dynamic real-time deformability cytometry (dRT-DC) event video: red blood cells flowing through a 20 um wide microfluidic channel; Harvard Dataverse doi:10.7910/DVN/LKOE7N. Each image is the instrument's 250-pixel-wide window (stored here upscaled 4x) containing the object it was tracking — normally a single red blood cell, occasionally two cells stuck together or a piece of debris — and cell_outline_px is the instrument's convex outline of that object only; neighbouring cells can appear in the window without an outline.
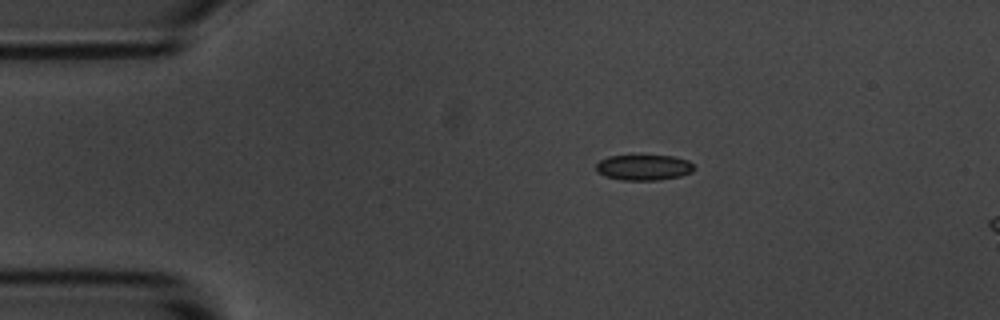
{"species": "common noctule bat (a hibernating species)", "species_latin": "Nyctalus noctula", "temperature_condition": "room temperature", "stored_images_in_passage": 46, "camera_frame_rate_fps": 3000, "um_per_image_px": 0.085, "animal": {"sex": "male", "body_mass_g": 20.1, "forearm_length_mm": 53.5}, "frame": {"image": 1, "passage_image": 1, "time_ms": 0.0, "image_size_px": [1000, 320], "cell_outline_px": [[692, 172], [680, 176], [656, 180], [624, 180], [604, 176], [596, 172], [596, 164], [600, 160], [608, 156], [672, 156], [688, 160], [692, 164]], "centroid_in_image_um": [54.68, 14.23], "position_along_channel_um": 30.3, "area_um2": 14.45}}
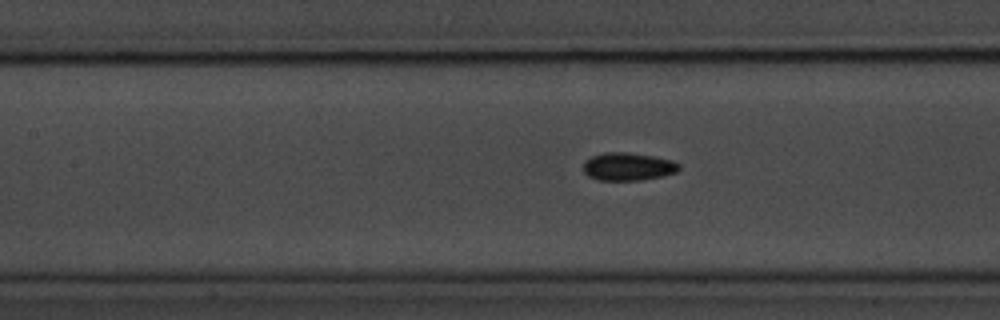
{"frame": {"image": 2, "passage_image": 15, "time_ms": 4.667, "image_size_px": [1000, 320], "cell_outline_px": [[680, 168], [676, 172], [664, 176], [640, 180], [600, 180], [588, 176], [584, 172], [584, 160], [592, 156], [604, 152], [628, 152], [652, 156], [672, 160], [680, 164]], "centroid_in_image_um": [53.38, 14.15], "position_along_channel_um": 154.0, "area_um2": 15.61}}
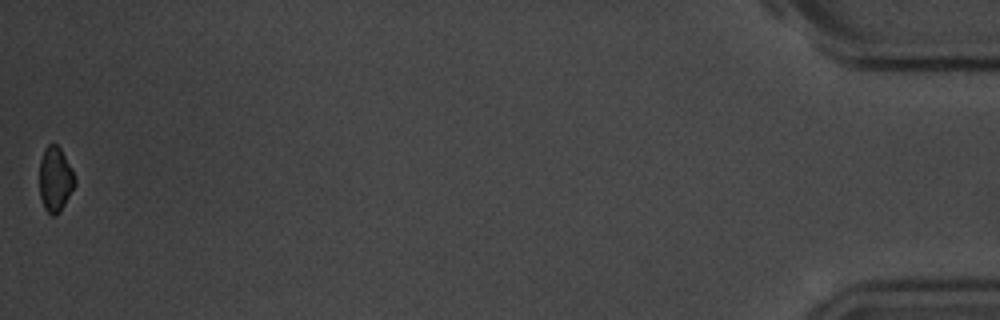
{"frame": {"image": 3, "passage_image": 46, "time_ms": 15.0, "image_size_px": [1000, 320], "cell_outline_px": [[76, 184], [60, 212], [56, 216], [52, 216], [44, 208], [40, 196], [40, 160], [44, 148], [48, 144], [56, 144], [60, 148], [72, 168], [76, 180]], "centroid_in_image_um": [4.7, 15.24], "position_along_channel_um": 430.5, "area_um2": 13.47}, "authors_computed_cell_mechanics": {"area_um2": 15.028, "velocity_mm_per_s": 3.6246, "shape_relaxation_time_tau1_ms": 1.2467, "shape_relaxation_time_tau2_ms": null, "deformation_change_tau1": 0.0593, "deformation_change_tau2": null}}